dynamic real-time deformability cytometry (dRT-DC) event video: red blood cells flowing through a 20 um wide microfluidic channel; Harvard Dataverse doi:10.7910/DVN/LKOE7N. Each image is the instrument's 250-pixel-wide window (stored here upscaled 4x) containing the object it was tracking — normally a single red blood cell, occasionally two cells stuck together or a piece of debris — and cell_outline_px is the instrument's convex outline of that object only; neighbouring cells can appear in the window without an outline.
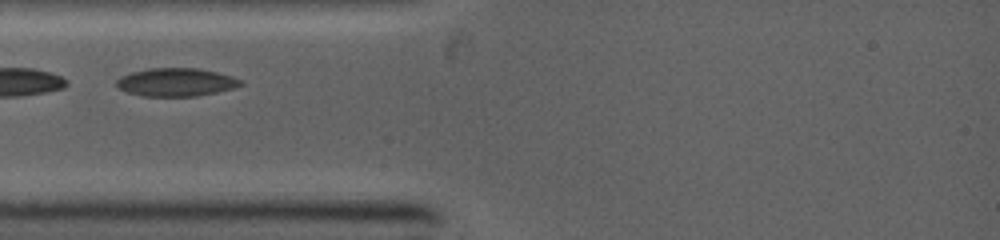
{"species": "common noctule bat (a hibernating species)", "species_latin": "Nyctalus noctula", "temperature_condition": "warm", "stored_images_in_passage": 5, "camera_frame_rate_fps": 5000, "um_per_image_px": 0.085, "animal": {"sex": "female", "body_mass_g": 19.0, "forearm_length_mm": 53.3}, "frame": {"image": 1, "passage_image": 2, "time_ms": 1.0, "image_size_px": [1000, 240], "cell_outline_px": [[244, 84], [232, 88], [216, 92], [196, 96], [140, 96], [128, 92], [120, 88], [116, 84], [116, 80], [120, 76], [132, 72], [148, 68], [200, 68], [232, 76], [240, 80]], "centroid_in_image_um": [14.95, 6.98], "position_along_channel_um": 70.1, "area_um2": 20.29}}
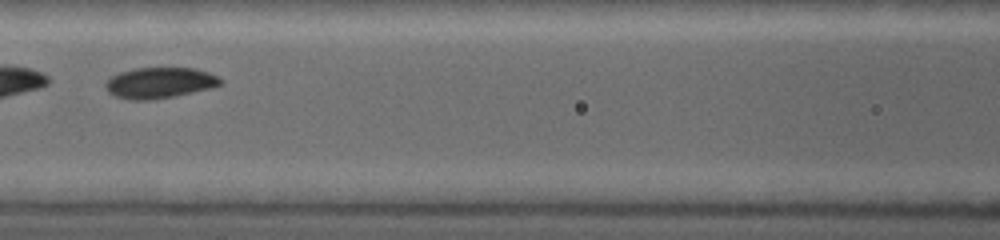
{"frame": {"image": 2, "passage_image": 4, "time_ms": 2.8, "image_size_px": [1000, 240], "cell_outline_px": [[224, 84], [192, 92], [172, 96], [148, 100], [128, 100], [116, 96], [108, 92], [104, 84], [112, 76], [120, 72], [136, 68], [196, 68], [208, 72], [224, 80]], "centroid_in_image_um": [13.57, 7.03], "position_along_channel_um": 153.0, "area_um2": 20.52}}
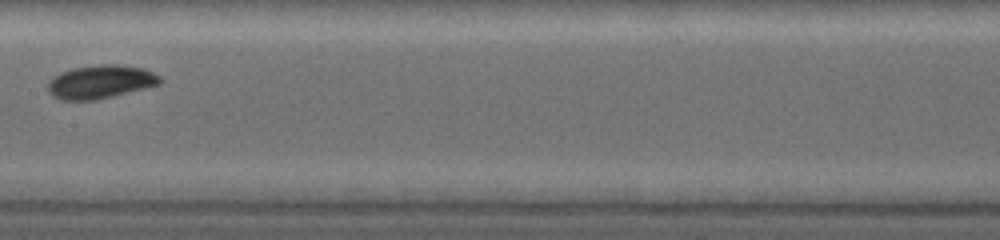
{"frame": {"image": 3, "passage_image": 5, "time_ms": 3.8, "image_size_px": [1000, 240], "cell_outline_px": [[164, 80], [160, 84], [112, 96], [92, 100], [60, 100], [52, 96], [48, 92], [48, 80], [52, 76], [60, 72], [76, 68], [100, 64], [112, 64], [144, 68], [160, 76]], "centroid_in_image_um": [8.52, 6.95], "position_along_channel_um": 198.9, "area_um2": 21.79}}